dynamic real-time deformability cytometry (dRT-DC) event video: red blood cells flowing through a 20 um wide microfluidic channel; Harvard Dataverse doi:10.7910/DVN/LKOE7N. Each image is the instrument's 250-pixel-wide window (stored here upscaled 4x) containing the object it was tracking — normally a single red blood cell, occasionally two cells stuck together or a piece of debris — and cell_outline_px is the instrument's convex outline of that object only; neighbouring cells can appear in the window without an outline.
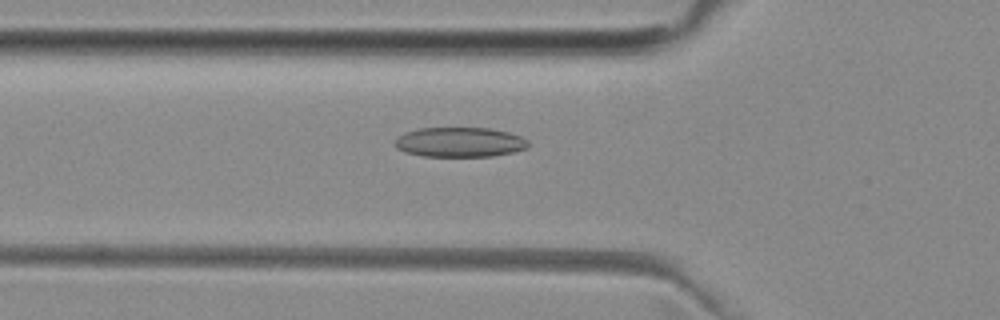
{"species": "common noctule bat (a hibernating species)", "species_latin": "Nyctalus noctula", "temperature_condition": "room temperature", "stored_images_in_passage": 52, "camera_frame_rate_fps": 3000, "um_per_image_px": 0.085, "animal": {"sex": "female", "body_mass_g": 29.2, "forearm_length_mm": 56.3}, "frame": {"image": 1, "passage_image": 18, "time_ms": 5.667, "image_size_px": [1000, 320], "cell_outline_px": [[528, 148], [516, 152], [492, 156], [424, 156], [404, 152], [396, 148], [396, 140], [404, 132], [416, 128], [488, 128], [508, 132], [520, 136], [528, 140]], "centroid_in_image_um": [39.1, 12.08], "position_along_channel_um": 86.7, "area_um2": 23.18}}
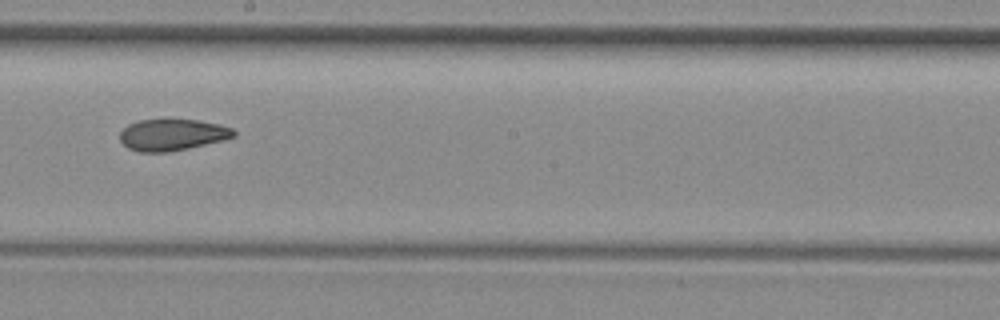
{"frame": {"image": 2, "passage_image": 29, "time_ms": 9.333, "image_size_px": [1000, 320], "cell_outline_px": [[236, 136], [224, 140], [188, 148], [168, 152], [140, 152], [128, 148], [120, 140], [120, 132], [128, 124], [140, 120], [196, 120], [220, 124], [232, 128], [236, 132]], "centroid_in_image_um": [14.66, 11.46], "position_along_channel_um": 233.5, "area_um2": 20.81}}
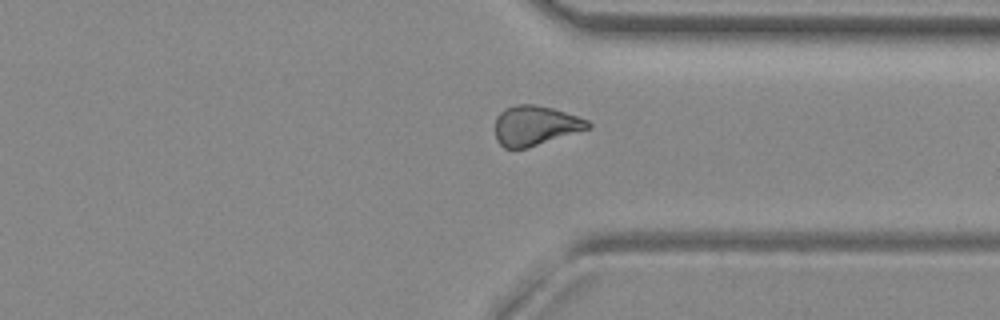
{"frame": {"image": 3, "passage_image": 39, "time_ms": 12.667, "image_size_px": [1000, 320], "cell_outline_px": [[592, 128], [528, 148], [504, 148], [496, 140], [496, 116], [504, 108], [516, 104], [532, 104], [552, 108], [588, 120], [592, 124]], "centroid_in_image_um": [45.5, 10.68], "position_along_channel_um": 365.9, "area_um2": 21.62}, "authors_computed_cell_mechanics": {"area_um2": 21.9929, "velocity_mm_per_s": 3.9946, "shape_relaxation_time_tau1_ms": null, "shape_relaxation_time_tau2_ms": 4.797, "deformation_change_tau1": null, "deformation_change_tau2": 0.1152}}